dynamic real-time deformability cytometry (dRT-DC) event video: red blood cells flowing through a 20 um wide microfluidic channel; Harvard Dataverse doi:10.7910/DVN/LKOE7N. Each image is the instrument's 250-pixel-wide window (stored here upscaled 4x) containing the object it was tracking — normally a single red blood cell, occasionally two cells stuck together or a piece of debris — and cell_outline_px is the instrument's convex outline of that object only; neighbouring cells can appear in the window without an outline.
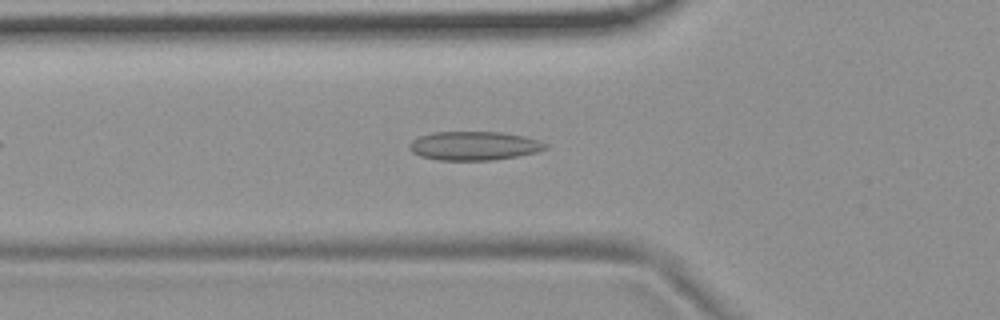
{"species": "common noctule bat (a hibernating species)", "species_latin": "Nyctalus noctula", "temperature_condition": "room temperature", "stored_images_in_passage": 46, "camera_frame_rate_fps": 3000, "um_per_image_px": 0.085, "animal": {"sex": "female", "body_mass_g": 19.9}, "frame": {"image": 1, "passage_image": 11, "time_ms": 3.333, "image_size_px": [1000, 320], "cell_outline_px": [[548, 148], [536, 152], [516, 156], [492, 160], [440, 160], [420, 156], [412, 152], [408, 148], [408, 144], [412, 140], [420, 136], [432, 132], [500, 132], [524, 136], [540, 140], [548, 144]], "centroid_in_image_um": [40.29, 12.39], "position_along_channel_um": 85.5, "area_um2": 22.89}}
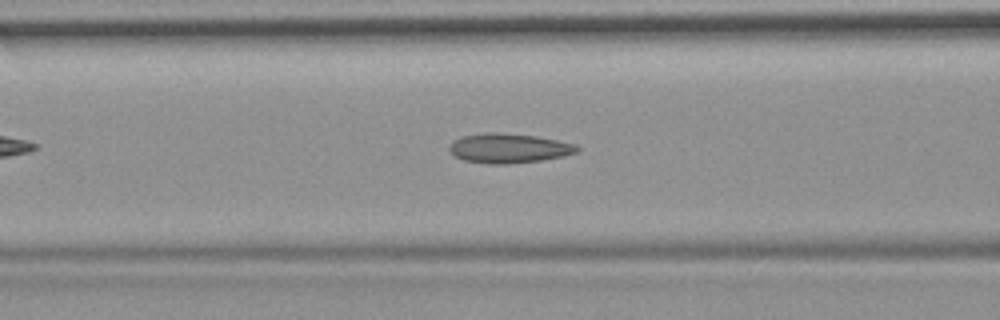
{"frame": {"image": 2, "passage_image": 14, "time_ms": 4.333, "image_size_px": [1000, 320], "cell_outline_px": [[580, 148], [576, 152], [564, 156], [540, 160], [508, 164], [488, 164], [464, 160], [452, 156], [448, 148], [448, 144], [452, 140], [460, 136], [484, 132], [496, 132], [536, 136], [576, 144]], "centroid_in_image_um": [43.16, 12.59], "position_along_channel_um": 123.4, "area_um2": 22.25}}
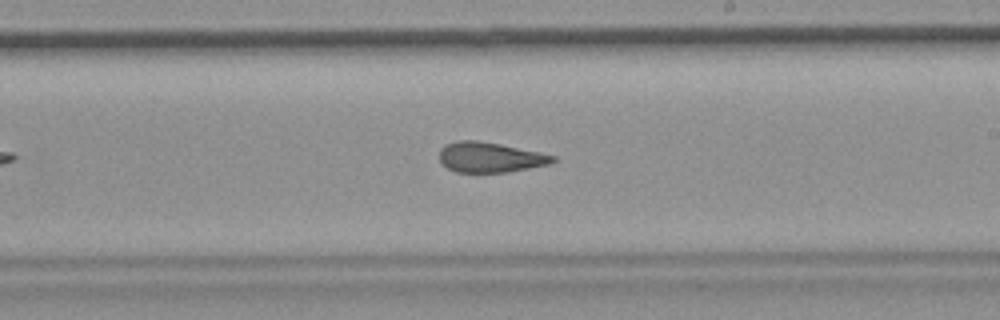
{"frame": {"image": 3, "passage_image": 24, "time_ms": 7.667, "image_size_px": [1000, 320], "cell_outline_px": [[556, 160], [552, 164], [508, 172], [456, 172], [448, 168], [440, 160], [440, 148], [444, 144], [460, 140], [476, 140], [500, 144], [540, 152], [556, 156]], "centroid_in_image_um": [41.68, 13.37], "position_along_channel_um": 247.3, "area_um2": 20.0}, "authors_computed_cell_mechanics": {"area_um2": 21.097, "velocity_mm_per_s": 3.7356, "shape_relaxation_time_tau1_ms": null, "shape_relaxation_time_tau2_ms": 2.7018, "deformation_change_tau1": null, "deformation_change_tau2": 0.1147}}